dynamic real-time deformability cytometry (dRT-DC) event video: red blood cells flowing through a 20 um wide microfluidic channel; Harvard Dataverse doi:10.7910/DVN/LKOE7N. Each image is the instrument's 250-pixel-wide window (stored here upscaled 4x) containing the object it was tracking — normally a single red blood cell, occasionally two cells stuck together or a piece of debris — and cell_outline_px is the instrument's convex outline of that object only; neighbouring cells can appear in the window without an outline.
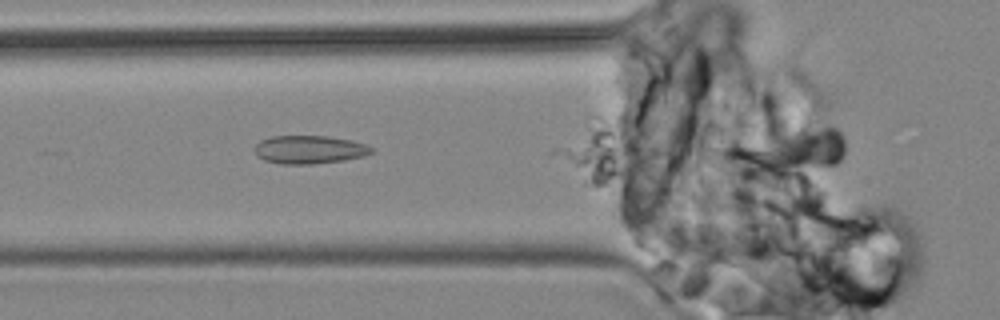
{"species": "common noctule bat (a hibernating species)", "species_latin": "Nyctalus noctula", "temperature_condition": "cold", "stored_images_in_passage": 3, "camera_frame_rate_fps": 3000, "um_per_image_px": 0.085, "animal": {"sex": "male", "body_mass_g": 19.2, "forearm_length_mm": 51.8}, "frame": {"image": 1, "passage_image": 2, "time_ms": 1.0, "image_size_px": [1000, 320], "cell_outline_px": [[372, 152], [364, 156], [344, 160], [312, 164], [280, 164], [264, 160], [256, 156], [256, 144], [260, 140], [272, 136], [328, 136], [352, 140], [364, 144], [372, 148]], "centroid_in_image_um": [26.28, 12.72], "position_along_channel_um": 99.5, "area_um2": 19.19}}